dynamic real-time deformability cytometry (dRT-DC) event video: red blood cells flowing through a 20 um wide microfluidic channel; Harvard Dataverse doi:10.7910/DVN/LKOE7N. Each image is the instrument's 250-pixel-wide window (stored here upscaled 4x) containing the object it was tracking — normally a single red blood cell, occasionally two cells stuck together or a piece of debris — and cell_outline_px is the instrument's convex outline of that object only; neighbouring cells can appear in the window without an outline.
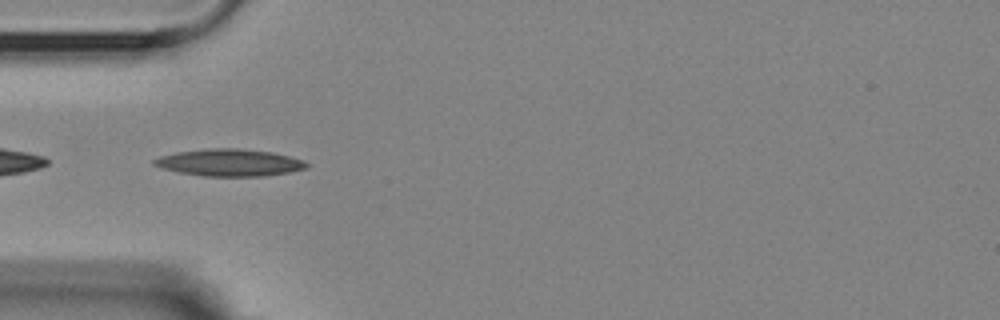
{"species": "Egyptian fruit bat (a non-hibernating species)", "species_latin": "Rousettus aegyptiacus", "temperature_condition": "room temperature", "stored_images_in_passage": 7, "camera_frame_rate_fps": 3000, "um_per_image_px": 0.085, "animal": {"sex": "female"}, "frame": {"image": 1, "passage_image": 3, "time_ms": 2.333, "image_size_px": [1000, 320], "cell_outline_px": [[308, 168], [288, 172], [260, 176], [204, 176], [180, 172], [164, 168], [152, 164], [152, 160], [160, 156], [176, 152], [204, 148], [240, 148], [272, 152], [304, 160], [308, 164]], "centroid_in_image_um": [19.5, 13.81], "position_along_channel_um": 65.5, "area_um2": 23.99}}
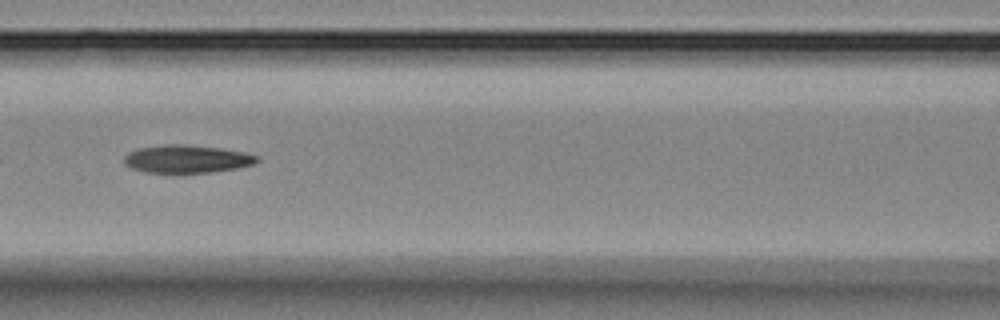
{"frame": {"image": 2, "passage_image": 5, "time_ms": 4.667, "image_size_px": [1000, 320], "cell_outline_px": [[260, 160], [252, 164], [236, 168], [208, 172], [144, 172], [132, 168], [124, 164], [124, 156], [128, 152], [140, 148], [164, 144], [184, 144], [220, 148], [244, 152], [260, 156]], "centroid_in_image_um": [15.88, 13.5], "position_along_channel_um": 150.7, "area_um2": 21.44}}
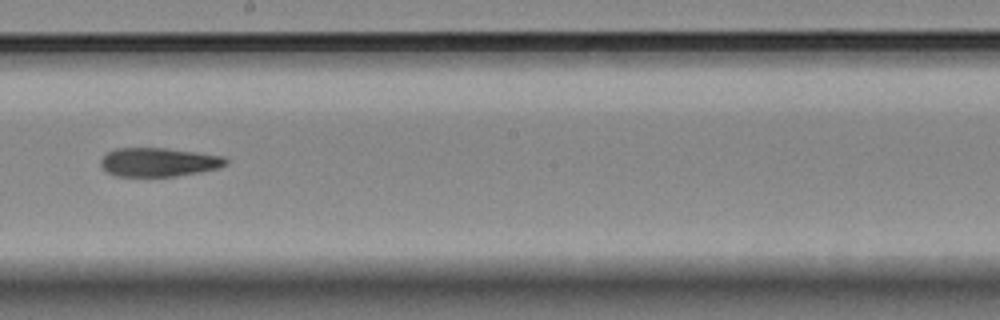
{"frame": {"image": 3, "passage_image": 7, "time_ms": 7.0, "image_size_px": [1000, 320], "cell_outline_px": [[228, 164], [216, 168], [176, 176], [116, 176], [100, 168], [100, 160], [108, 152], [116, 148], [164, 148], [196, 152], [224, 156], [228, 160]], "centroid_in_image_um": [13.45, 13.78], "position_along_channel_um": 234.7, "area_um2": 20.87}}